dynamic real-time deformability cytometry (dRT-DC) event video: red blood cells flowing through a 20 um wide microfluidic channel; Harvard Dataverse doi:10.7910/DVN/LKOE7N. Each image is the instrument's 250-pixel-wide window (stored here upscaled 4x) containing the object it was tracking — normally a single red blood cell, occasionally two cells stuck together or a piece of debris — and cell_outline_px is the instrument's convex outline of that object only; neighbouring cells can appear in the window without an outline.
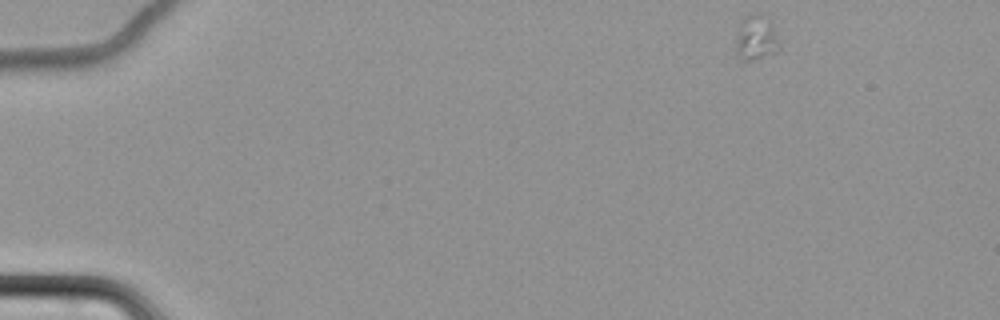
{"species": "common noctule bat (a hibernating species)", "species_latin": "Nyctalus noctula", "temperature_condition": "cold", "stored_images_in_passage": 40, "camera_frame_rate_fps": 3000, "um_per_image_px": 0.085, "animal": {"sex": "female", "body_mass_g": 22.7, "forearm_length_mm": 54.2}, "frame": {"image": 1, "passage_image": 1, "time_ms": 0.0, "image_size_px": [1000, 320], "cell_outline_px": [[780, 52], [752, 60], [740, 60], [736, 52], [736, 36], [740, 20], [744, 16], [752, 12], [760, 12], [772, 20], [780, 48]], "centroid_in_image_um": [64.28, 3.17], "position_along_channel_um": 20.7, "area_um2": 11.96}}
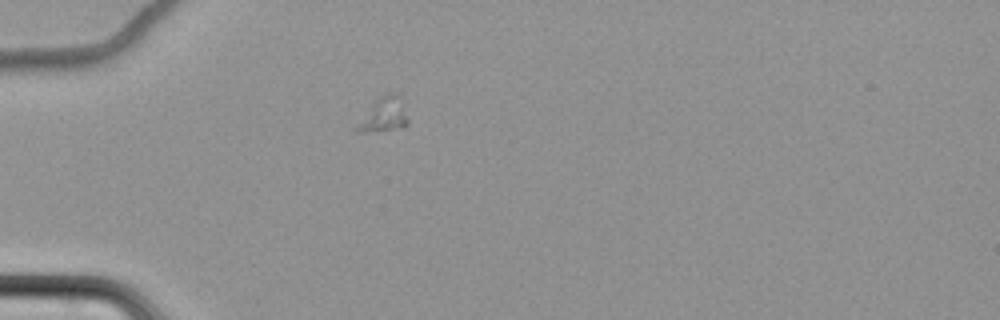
{"frame": {"image": 2, "passage_image": 12, "time_ms": 3.667, "image_size_px": [1000, 320], "cell_outline_px": [[408, 124], [404, 128], [364, 132], [352, 132], [352, 128], [376, 100], [380, 96], [388, 92], [396, 92], [400, 96], [408, 120]], "centroid_in_image_um": [32.6, 9.77], "position_along_channel_um": 52.4, "area_um2": 10.35}}